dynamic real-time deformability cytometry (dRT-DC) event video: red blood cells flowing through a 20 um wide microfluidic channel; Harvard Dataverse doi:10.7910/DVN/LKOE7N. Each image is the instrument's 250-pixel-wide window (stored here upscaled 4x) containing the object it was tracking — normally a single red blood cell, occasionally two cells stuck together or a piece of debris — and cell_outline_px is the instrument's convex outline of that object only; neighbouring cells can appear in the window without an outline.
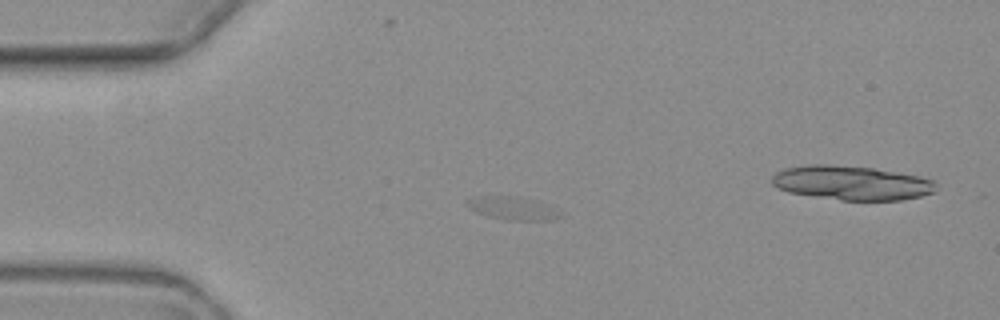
{"species": "common noctule bat (a hibernating species)", "species_latin": "Nyctalus noctula", "temperature_condition": "warm", "stored_images_in_passage": 4, "camera_frame_rate_fps": 3000, "um_per_image_px": 0.085, "animal": {"sex": "female", "body_mass_g": 19.3, "forearm_length_mm": 54.1}, "frame": {"image": 1, "passage_image": 2, "time_ms": 1.333, "image_size_px": [1000, 320], "cell_outline_px": [[556, 220], [508, 220], [476, 212], [468, 208], [468, 200], [472, 196], [512, 196], [532, 200], [556, 216]], "centroid_in_image_um": [43.32, 17.69], "position_along_channel_um": 41.7, "area_um2": 11.33}}